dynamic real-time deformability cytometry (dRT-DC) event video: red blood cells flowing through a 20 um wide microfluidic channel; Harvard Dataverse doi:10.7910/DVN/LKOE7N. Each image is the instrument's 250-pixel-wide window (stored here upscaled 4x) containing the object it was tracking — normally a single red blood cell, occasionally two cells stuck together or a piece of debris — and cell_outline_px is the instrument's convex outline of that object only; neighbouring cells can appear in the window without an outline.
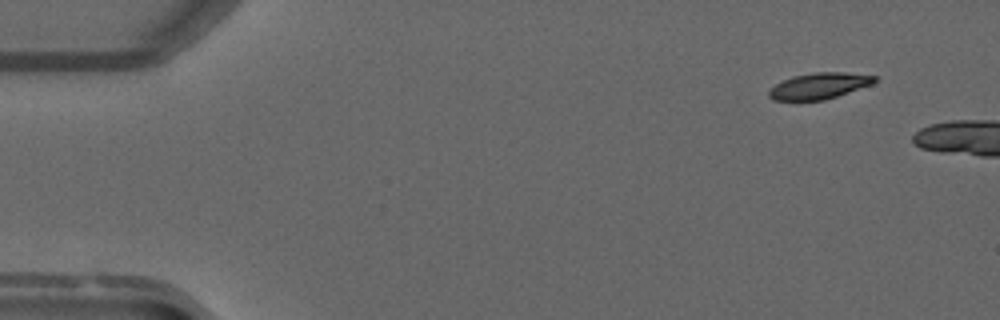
{"species": "common noctule bat (a hibernating species)", "species_latin": "Nyctalus noctula", "temperature_condition": "warm", "stored_images_in_passage": 11, "camera_frame_rate_fps": 3000, "um_per_image_px": 0.085, "animal": {"sex": "male", "forearm_length_mm": 52.5}, "frame": {"image": 1, "passage_image": 5, "time_ms": 1.333, "image_size_px": [1000, 320], "cell_outline_px": [[876, 80], [872, 84], [824, 100], [772, 100], [768, 96], [768, 92], [776, 84], [792, 76], [816, 72], [844, 72], [876, 76]], "centroid_in_image_um": [69.61, 7.3], "position_along_channel_um": 15.4, "area_um2": 15.84}}